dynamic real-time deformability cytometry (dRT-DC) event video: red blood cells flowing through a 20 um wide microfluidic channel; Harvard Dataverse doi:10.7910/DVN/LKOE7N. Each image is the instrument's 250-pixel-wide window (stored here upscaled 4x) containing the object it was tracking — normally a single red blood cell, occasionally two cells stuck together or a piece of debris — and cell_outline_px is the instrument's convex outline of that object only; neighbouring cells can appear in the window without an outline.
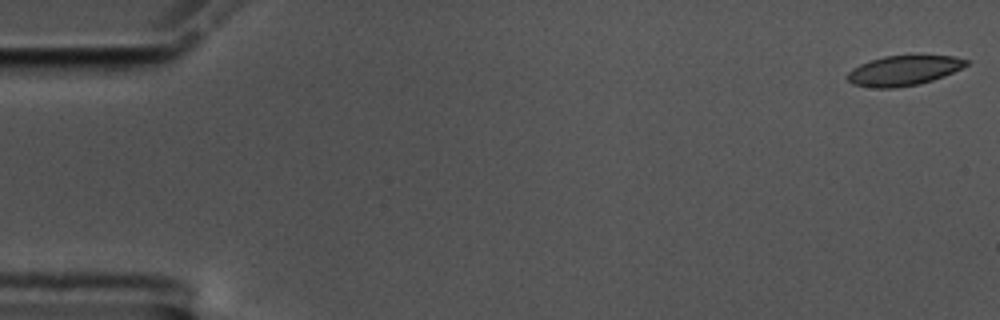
{"species": "common noctule bat (a hibernating species)", "species_latin": "Nyctalus noctula", "temperature_condition": "cold", "stored_images_in_passage": 57, "camera_frame_rate_fps": 3000, "um_per_image_px": 0.085, "animal": {"sex": "male", "body_mass_g": 17.5, "forearm_length_mm": 52.3}, "frame": {"image": 1, "passage_image": 1, "time_ms": 0.0, "image_size_px": [1000, 320], "cell_outline_px": [[968, 64], [944, 76], [920, 84], [892, 88], [876, 88], [852, 84], [848, 80], [848, 72], [852, 68], [860, 64], [884, 56], [956, 56], [968, 60]], "centroid_in_image_um": [76.8, 6.0], "position_along_channel_um": 8.2, "area_um2": 20.46}}
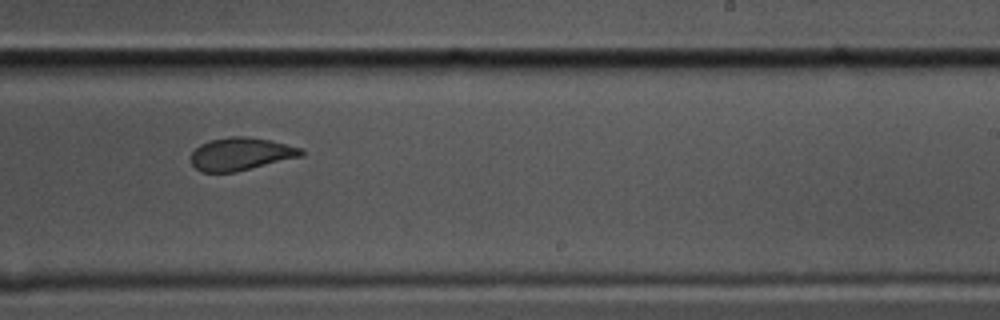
{"frame": {"image": 2, "passage_image": 35, "time_ms": 11.333, "image_size_px": [1000, 320], "cell_outline_px": [[304, 156], [236, 172], [200, 172], [192, 164], [192, 152], [200, 144], [212, 140], [228, 136], [248, 136], [272, 140], [300, 148], [304, 152]], "centroid_in_image_um": [20.49, 13.09], "position_along_channel_um": 268.5, "area_um2": 21.15}}
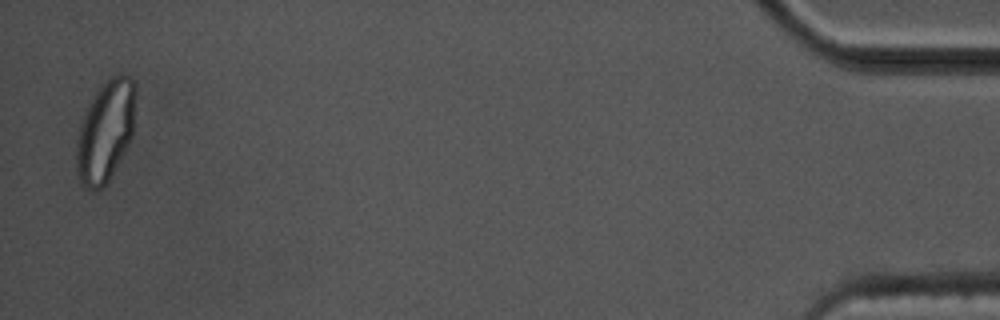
{"frame": {"image": 3, "passage_image": 56, "time_ms": 18.333, "image_size_px": [1000, 320], "cell_outline_px": [[136, 84], [132, 136], [120, 160], [108, 180], [100, 188], [88, 188], [80, 184], [76, 168], [76, 144], [80, 124], [84, 112], [96, 92], [108, 76], [128, 76]], "centroid_in_image_um": [8.95, 11.13], "position_along_channel_um": 426.3, "area_um2": 34.51}, "authors_computed_cell_mechanics": {"area_um2": 21.964, "velocity_mm_per_s": 3.5164, "shape_relaxation_time_tau1_ms": 6.1462, "shape_relaxation_time_tau2_ms": 1.348, "deformation_change_tau1": 0.1562, "deformation_change_tau2": 0.0546}}